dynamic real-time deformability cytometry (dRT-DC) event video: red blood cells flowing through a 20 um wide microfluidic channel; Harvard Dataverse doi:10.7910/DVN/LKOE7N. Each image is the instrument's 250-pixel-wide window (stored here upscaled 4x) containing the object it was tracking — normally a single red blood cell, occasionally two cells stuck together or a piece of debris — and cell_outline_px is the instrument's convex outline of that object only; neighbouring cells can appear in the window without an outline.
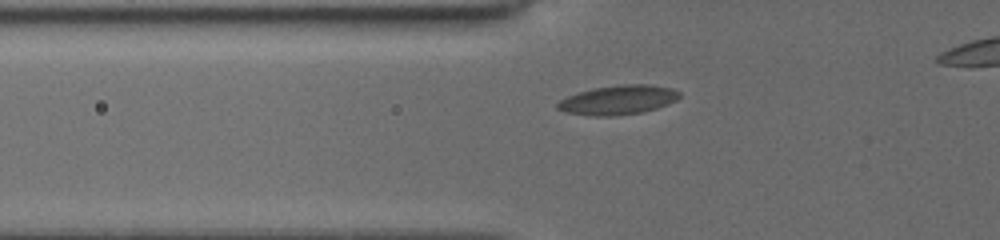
{"species": "common noctule bat (a hibernating species)", "species_latin": "Nyctalus noctula", "temperature_condition": "cold", "stored_images_in_passage": 30, "camera_frame_rate_fps": 3000, "um_per_image_px": 0.085, "animal": {"sex": "female", "body_mass_g": 19.5, "forearm_length_mm": 54.1}, "frame": {"image": 1, "passage_image": 2, "time_ms": 0.333, "image_size_px": [1000, 240], "cell_outline_px": [[680, 96], [676, 100], [668, 104], [644, 112], [616, 116], [592, 116], [564, 112], [556, 108], [556, 104], [560, 100], [568, 96], [592, 88], [620, 84], [652, 84], [672, 88], [680, 92]], "centroid_in_image_um": [52.55, 8.49], "position_along_channel_um": 73.3, "area_um2": 21.04}}
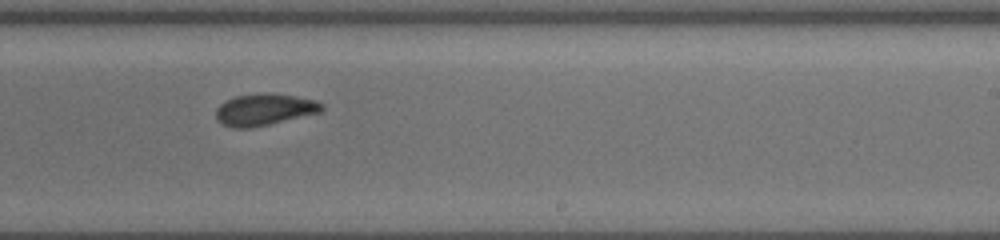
{"frame": {"image": 2, "passage_image": 18, "time_ms": 5.333, "image_size_px": [1000, 240], "cell_outline_px": [[324, 108], [320, 112], [268, 124], [248, 128], [232, 128], [216, 120], [216, 108], [220, 104], [236, 96], [268, 92], [272, 92], [296, 96], [316, 100], [324, 104]], "centroid_in_image_um": [22.48, 9.3], "position_along_channel_um": 266.5, "area_um2": 19.48}}
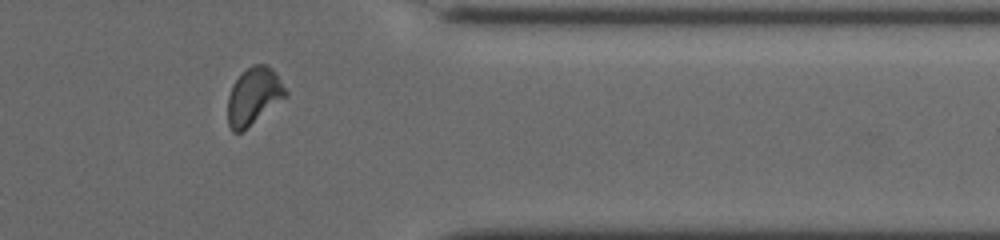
{"frame": {"image": 3, "passage_image": 28, "time_ms": 8.667, "image_size_px": [1000, 240], "cell_outline_px": [[288, 96], [240, 132], [232, 132], [228, 124], [228, 96], [232, 84], [252, 64], [268, 64], [276, 72], [288, 92]], "centroid_in_image_um": [21.58, 8.15], "position_along_channel_um": 389.8, "area_um2": 19.13}}